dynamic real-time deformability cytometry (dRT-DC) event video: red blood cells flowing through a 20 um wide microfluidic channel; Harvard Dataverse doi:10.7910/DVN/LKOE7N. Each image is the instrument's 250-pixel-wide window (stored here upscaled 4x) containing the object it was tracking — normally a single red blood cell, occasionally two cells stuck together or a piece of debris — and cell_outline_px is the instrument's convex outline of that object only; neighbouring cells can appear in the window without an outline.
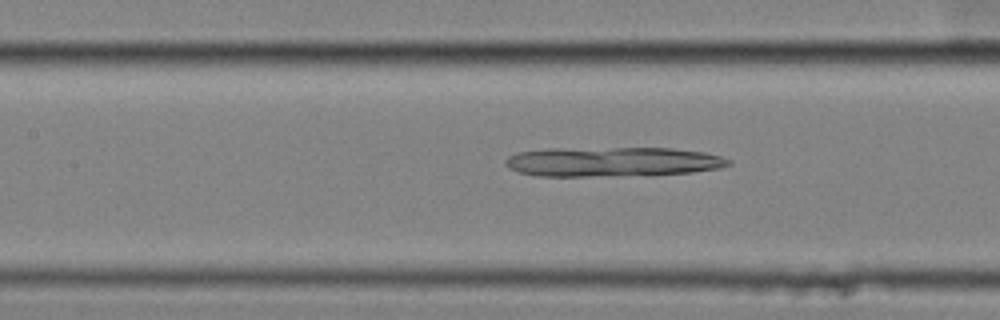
{"species": "common noctule bat (a hibernating species)", "species_latin": "Nyctalus noctula", "temperature_condition": "cold", "stored_images_in_passage": 39, "camera_frame_rate_fps": 3000, "um_per_image_px": 0.085, "animal": {"sex": "female", "body_mass_g": 25.1}, "frame": {"image": 1, "passage_image": 15, "time_ms": 4.667, "image_size_px": [1000, 320], "cell_outline_px": [[732, 164], [720, 168], [692, 172], [584, 176], [536, 176], [516, 172], [508, 168], [504, 164], [504, 160], [508, 156], [516, 152], [548, 148], [672, 148], [704, 152], [720, 156], [732, 160]], "centroid_in_image_um": [51.98, 13.73], "position_along_channel_um": 155.4, "area_um2": 38.44}}
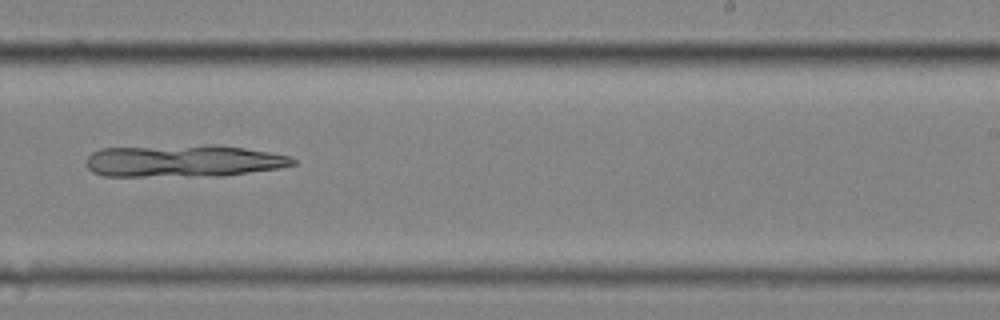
{"frame": {"image": 2, "passage_image": 25, "time_ms": 8.0, "image_size_px": [1000, 320], "cell_outline_px": [[296, 164], [276, 168], [224, 176], [104, 176], [92, 172], [88, 168], [88, 156], [92, 152], [100, 148], [204, 144], [220, 144], [268, 152], [288, 156], [296, 160]], "centroid_in_image_um": [15.57, 13.67], "position_along_channel_um": 273.4, "area_um2": 39.02}}
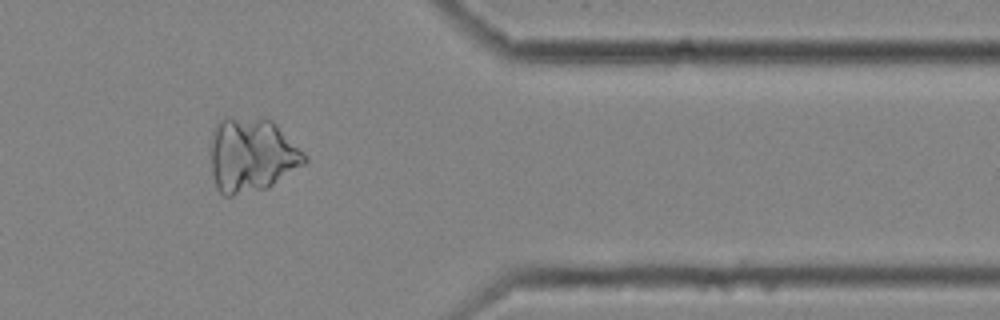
{"frame": {"image": 3, "passage_image": 36, "time_ms": 11.667, "image_size_px": [1000, 320], "cell_outline_px": [[308, 160], [304, 164], [268, 188], [232, 196], [224, 196], [216, 188], [212, 176], [212, 128], [224, 116], [232, 116], [272, 120], [308, 156]], "centroid_in_image_um": [21.39, 13.18], "position_along_channel_um": 390.0, "area_um2": 40.81}}